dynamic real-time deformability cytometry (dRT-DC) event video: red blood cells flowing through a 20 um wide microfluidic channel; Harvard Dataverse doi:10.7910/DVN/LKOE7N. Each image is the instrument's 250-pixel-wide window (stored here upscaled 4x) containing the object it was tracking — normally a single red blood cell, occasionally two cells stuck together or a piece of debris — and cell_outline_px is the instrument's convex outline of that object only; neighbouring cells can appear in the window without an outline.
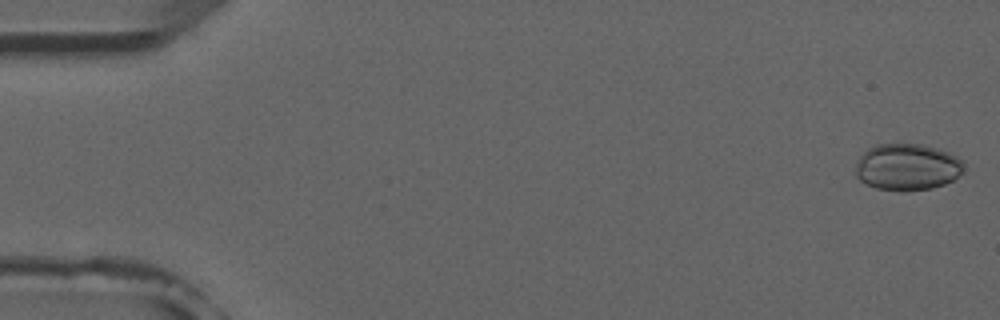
{"species": "common noctule bat (a hibernating species)", "species_latin": "Nyctalus noctula", "temperature_condition": "room temperature", "stored_images_in_passage": 5, "camera_frame_rate_fps": 3000, "um_per_image_px": 0.085, "animal": {"sex": "male", "forearm_length_mm": 52.5}, "frame": {"image": 1, "passage_image": 1, "time_ms": 0.0, "image_size_px": [1000, 320], "cell_outline_px": [[964, 172], [952, 180], [944, 184], [932, 188], [900, 192], [876, 188], [864, 184], [856, 176], [856, 160], [868, 148], [876, 144], [920, 144], [940, 148], [964, 160]], "centroid_in_image_um": [77.12, 14.2], "position_along_channel_um": 7.9, "area_um2": 29.94}}